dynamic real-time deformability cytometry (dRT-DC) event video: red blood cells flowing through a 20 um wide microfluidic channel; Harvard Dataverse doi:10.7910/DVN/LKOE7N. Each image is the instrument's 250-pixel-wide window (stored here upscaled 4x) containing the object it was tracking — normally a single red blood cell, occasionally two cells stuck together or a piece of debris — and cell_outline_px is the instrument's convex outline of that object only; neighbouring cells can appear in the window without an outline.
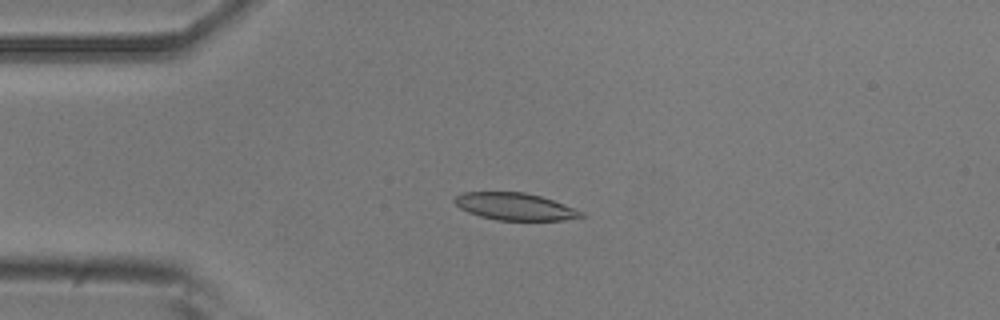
{"species": "common noctule bat (a hibernating species)", "species_latin": "Nyctalus noctula", "temperature_condition": "room temperature", "stored_images_in_passage": 50, "camera_frame_rate_fps": 3000, "um_per_image_px": 0.085, "animal": {"sex": "male", "body_mass_g": 20.5, "forearm_length_mm": 52.5}, "frame": {"image": 1, "passage_image": 11, "time_ms": 3.333, "image_size_px": [1000, 320], "cell_outline_px": [[588, 216], [564, 220], [496, 220], [480, 216], [468, 212], [460, 208], [452, 200], [456, 196], [464, 192], [524, 192], [540, 196], [564, 204], [584, 212]], "centroid_in_image_um": [43.79, 17.56], "position_along_channel_um": 41.2, "area_um2": 20.06}}
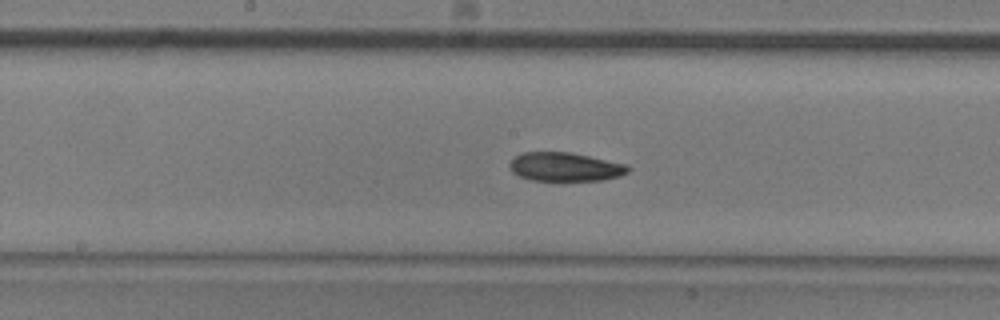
{"frame": {"image": 2, "passage_image": 25, "time_ms": 8.0, "image_size_px": [1000, 320], "cell_outline_px": [[628, 172], [620, 176], [604, 180], [560, 184], [532, 180], [520, 176], [512, 172], [508, 168], [508, 164], [520, 152], [572, 152], [628, 164]], "centroid_in_image_um": [48.03, 14.23], "position_along_channel_um": 200.2, "area_um2": 20.98}}
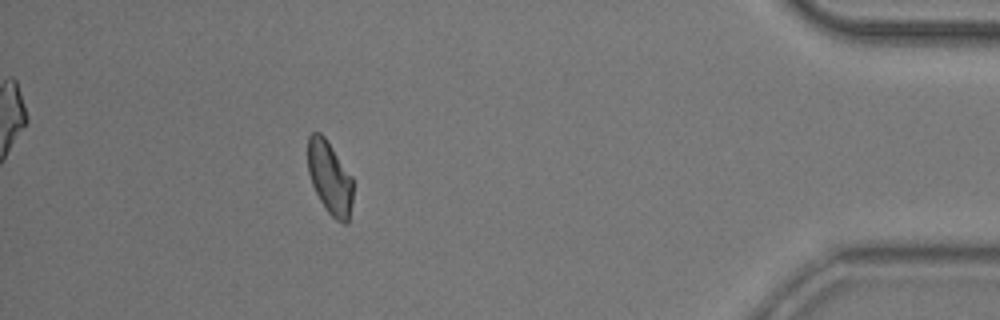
{"frame": {"image": 3, "passage_image": 45, "time_ms": 14.667, "image_size_px": [1000, 320], "cell_outline_px": [[352, 200], [348, 224], [344, 224], [336, 220], [328, 212], [320, 200], [312, 184], [308, 172], [308, 136], [312, 132], [320, 132], [324, 136], [352, 176]], "centroid_in_image_um": [28.03, 15.11], "position_along_channel_um": 407.2, "area_um2": 19.13}, "authors_computed_cell_mechanics": {"area_um2": 20.4323, "velocity_mm_per_s": 3.8876, "shape_relaxation_time_tau1_ms": 3.6473, "shape_relaxation_time_tau2_ms": null, "deformation_change_tau1": 0.121, "deformation_change_tau2": null}}